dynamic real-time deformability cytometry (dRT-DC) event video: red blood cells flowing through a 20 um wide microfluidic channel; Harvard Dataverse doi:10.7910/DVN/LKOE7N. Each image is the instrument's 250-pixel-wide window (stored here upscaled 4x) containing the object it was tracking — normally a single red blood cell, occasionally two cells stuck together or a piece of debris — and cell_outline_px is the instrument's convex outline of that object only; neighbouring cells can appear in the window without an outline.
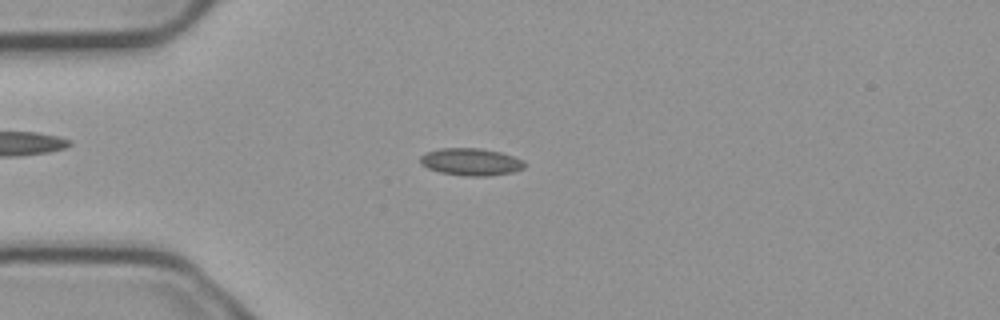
{"species": "common noctule bat (a hibernating species)", "species_latin": "Nyctalus noctula", "temperature_condition": "cold", "stored_images_in_passage": 44, "camera_frame_rate_fps": 3000, "um_per_image_px": 0.085, "animal": {"sex": "male", "body_mass_g": 23.1, "forearm_length_mm": 52.7}, "frame": {"image": 1, "passage_image": 4, "time_ms": 1.0, "image_size_px": [1000, 320], "cell_outline_px": [[528, 164], [524, 168], [512, 172], [488, 176], [464, 176], [440, 172], [428, 168], [420, 164], [420, 156], [424, 152], [440, 148], [480, 148], [500, 152], [524, 160]], "centroid_in_image_um": [40.03, 13.75], "position_along_channel_um": 45.0, "area_um2": 16.76}}
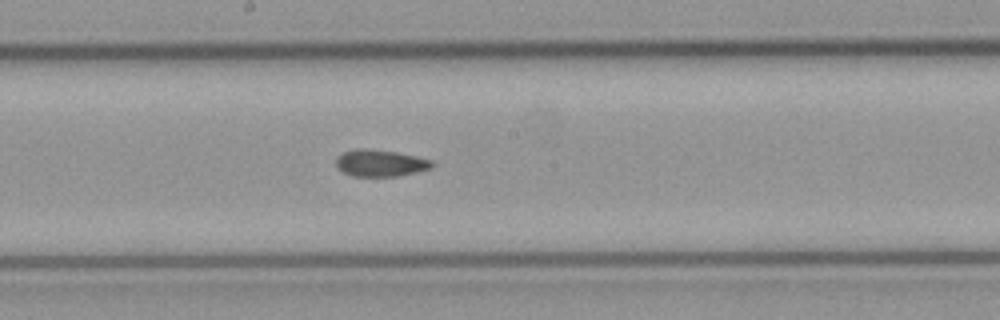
{"frame": {"image": 2, "passage_image": 19, "time_ms": 6.0, "image_size_px": [1000, 320], "cell_outline_px": [[436, 164], [432, 168], [416, 172], [396, 176], [352, 176], [344, 172], [336, 164], [336, 156], [344, 152], [356, 148], [364, 148], [396, 152], [416, 156], [432, 160]], "centroid_in_image_um": [32.35, 13.85], "position_along_channel_um": 215.8, "area_um2": 14.97}}
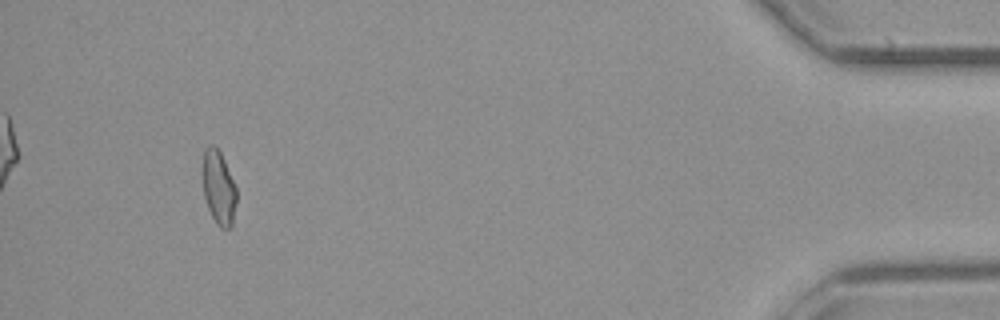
{"frame": {"image": 3, "passage_image": 41, "time_ms": 13.333, "image_size_px": [1000, 320], "cell_outline_px": [[236, 200], [232, 224], [228, 228], [220, 228], [216, 224], [208, 208], [204, 196], [200, 172], [204, 148], [212, 144], [220, 152], [224, 160], [236, 188]], "centroid_in_image_um": [18.53, 15.91], "position_along_channel_um": 416.7, "area_um2": 14.8}, "authors_computed_cell_mechanics": {"area_um2": 15.028, "velocity_mm_per_s": 3.768, "shape_relaxation_time_tau1_ms": null, "shape_relaxation_time_tau2_ms": 5.7354, "deformation_change_tau1": null, "deformation_change_tau2": 0.0854}}